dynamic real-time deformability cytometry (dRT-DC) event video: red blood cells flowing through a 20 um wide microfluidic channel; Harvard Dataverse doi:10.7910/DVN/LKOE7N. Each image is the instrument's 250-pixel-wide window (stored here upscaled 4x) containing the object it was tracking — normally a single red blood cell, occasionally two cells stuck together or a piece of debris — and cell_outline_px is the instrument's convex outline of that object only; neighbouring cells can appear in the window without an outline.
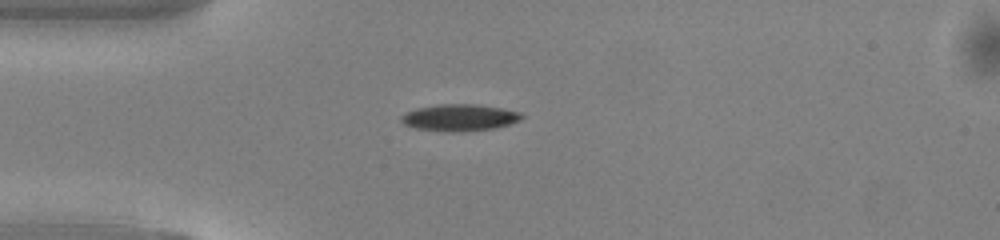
{"species": "common noctule bat (a hibernating species)", "species_latin": "Nyctalus noctula", "temperature_condition": "warm", "stored_images_in_passage": 38, "camera_frame_rate_fps": 3000, "um_per_image_px": 0.085, "animal": {"sex": "male", "body_mass_g": 13.0, "forearm_length_mm": 53.1}, "frame": {"image": 1, "passage_image": 1, "time_ms": 0.0, "image_size_px": [1000, 240], "cell_outline_px": [[524, 116], [520, 120], [496, 128], [460, 132], [448, 132], [416, 128], [404, 124], [400, 120], [400, 116], [416, 108], [436, 104], [476, 104], [500, 108], [520, 112]], "centroid_in_image_um": [39.05, 9.99], "position_along_channel_um": 46.0, "area_um2": 18.79}}
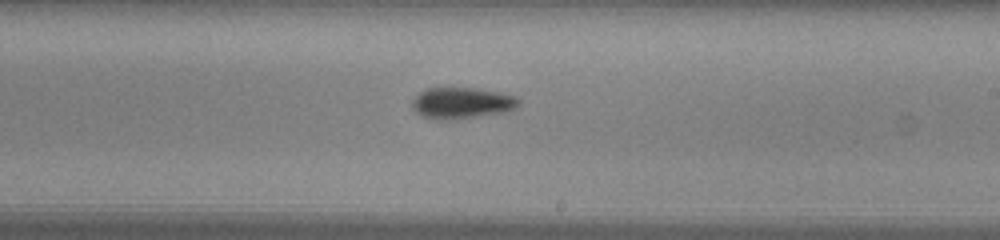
{"frame": {"image": 2, "passage_image": 17, "time_ms": 5.333, "image_size_px": [1000, 240], "cell_outline_px": [[520, 104], [504, 112], [448, 120], [424, 116], [416, 112], [412, 108], [412, 100], [420, 92], [428, 88], [448, 84], [476, 88], [500, 92], [516, 96], [520, 100]], "centroid_in_image_um": [39.23, 8.69], "position_along_channel_um": 249.8, "area_um2": 19.77}}
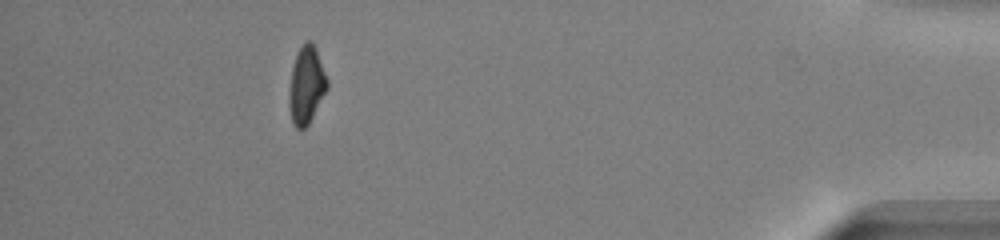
{"frame": {"image": 3, "passage_image": 33, "time_ms": 10.667, "image_size_px": [1000, 240], "cell_outline_px": [[328, 88], [308, 124], [304, 128], [296, 128], [292, 124], [288, 104], [288, 96], [292, 68], [296, 52], [304, 40], [312, 40], [316, 48], [328, 80]], "centroid_in_image_um": [26.03, 7.2], "position_along_channel_um": 409.2, "area_um2": 17.4}, "authors_computed_cell_mechanics": {"area_um2": 18.3515, "velocity_mm_per_s": 4.1259, "shape_relaxation_time_tau1_ms": 3.3007, "shape_relaxation_time_tau2_ms": 6.0084, "deformation_change_tau1": 0.1347, "deformation_change_tau2": 0.1498}}